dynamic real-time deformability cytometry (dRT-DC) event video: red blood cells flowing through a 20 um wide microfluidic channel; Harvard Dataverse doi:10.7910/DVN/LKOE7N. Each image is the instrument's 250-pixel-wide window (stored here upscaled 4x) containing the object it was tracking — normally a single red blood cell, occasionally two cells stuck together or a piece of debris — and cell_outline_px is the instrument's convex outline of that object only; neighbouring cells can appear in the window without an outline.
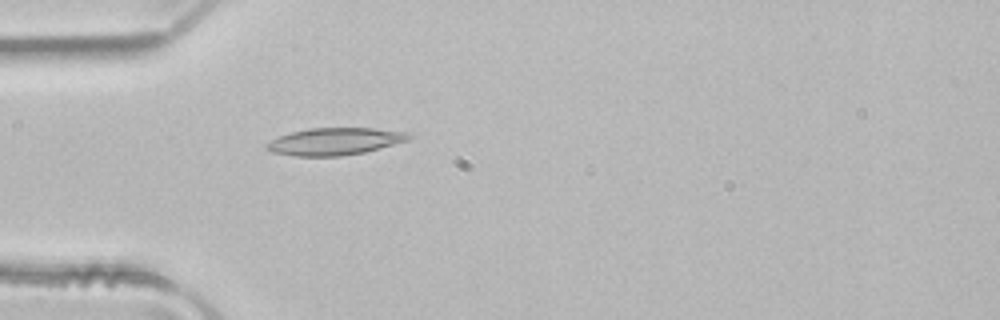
{"species": "common noctule bat (a hibernating species)", "species_latin": "Nyctalus noctula", "temperature_condition": "room temperature", "stored_images_in_passage": 4, "camera_frame_rate_fps": 3000, "um_per_image_px": 0.085, "animal": {"sex": "male", "body_mass_g": 21.5, "forearm_length_mm": 52.0}, "frame": {"image": 1, "passage_image": 4, "time_ms": 1.0, "image_size_px": [1000, 320], "cell_outline_px": [[412, 136], [408, 140], [364, 152], [340, 156], [292, 156], [272, 152], [264, 148], [264, 144], [280, 136], [292, 132], [308, 128], [372, 128], [408, 132]], "centroid_in_image_um": [28.42, 12.02], "position_along_channel_um": 56.6, "area_um2": 22.43}}